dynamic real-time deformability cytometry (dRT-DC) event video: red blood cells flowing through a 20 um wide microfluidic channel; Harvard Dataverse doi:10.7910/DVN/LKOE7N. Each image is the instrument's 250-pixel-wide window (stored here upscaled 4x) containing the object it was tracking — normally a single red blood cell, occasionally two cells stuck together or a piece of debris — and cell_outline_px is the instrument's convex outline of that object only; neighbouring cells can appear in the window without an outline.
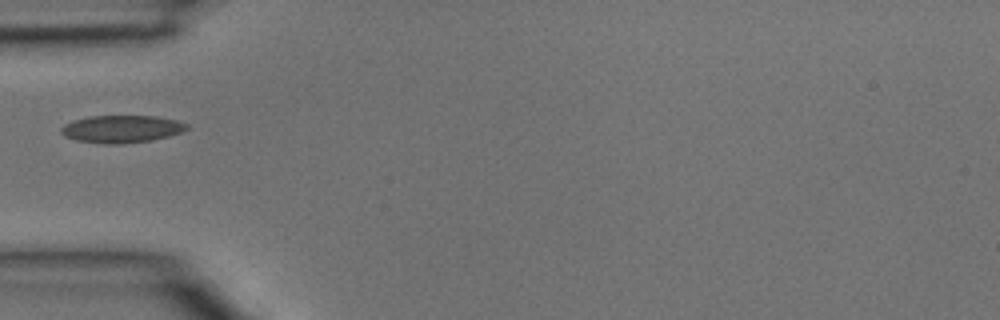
{"species": "common noctule bat (a hibernating species)", "species_latin": "Nyctalus noctula", "temperature_condition": "room temperature", "stored_images_in_passage": 1, "camera_frame_rate_fps": 3000, "um_per_image_px": 0.085, "animal": {"sex": "male", "body_mass_g": 15.6}, "frame": {"image": 1, "passage_image": 1, "time_ms": 0.0, "image_size_px": [1000, 320], "cell_outline_px": [[188, 128], [180, 132], [168, 136], [152, 140], [120, 144], [104, 144], [76, 140], [64, 136], [60, 132], [60, 128], [64, 124], [72, 120], [88, 116], [156, 116], [176, 120], [188, 124]], "centroid_in_image_um": [10.29, 10.96], "position_along_channel_um": 74.7, "area_um2": 20.17}}